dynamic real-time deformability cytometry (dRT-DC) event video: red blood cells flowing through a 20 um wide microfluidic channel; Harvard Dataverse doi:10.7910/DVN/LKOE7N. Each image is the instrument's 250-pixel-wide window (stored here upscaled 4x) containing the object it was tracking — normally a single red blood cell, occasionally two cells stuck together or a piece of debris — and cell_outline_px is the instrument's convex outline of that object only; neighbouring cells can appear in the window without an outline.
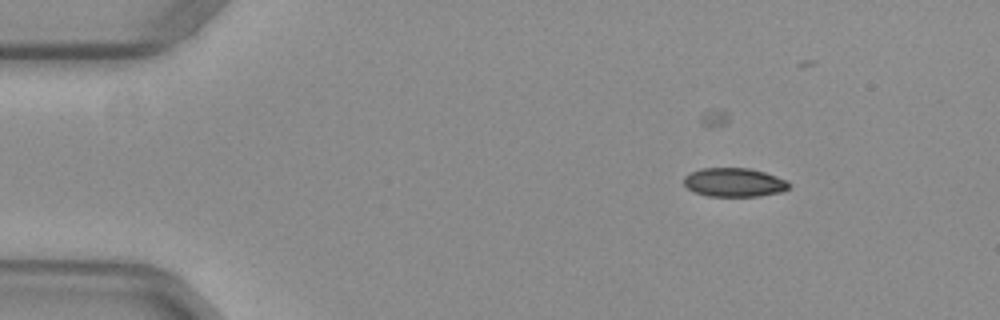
{"species": "common noctule bat (a hibernating species)", "species_latin": "Nyctalus noctula", "temperature_condition": "warm", "stored_images_in_passage": 24, "camera_frame_rate_fps": 3000, "um_per_image_px": 0.085, "animal": {"sex": "female", "body_mass_g": 29.2, "forearm_length_mm": 56.3}, "frame": {"image": 1, "passage_image": 1, "time_ms": 0.0, "image_size_px": [1000, 320], "cell_outline_px": [[788, 188], [780, 192], [760, 196], [708, 196], [696, 192], [688, 188], [684, 184], [684, 176], [700, 168], [748, 168], [764, 172], [788, 180]], "centroid_in_image_um": [62.4, 15.5], "position_along_channel_um": 22.6, "area_um2": 17.51}}
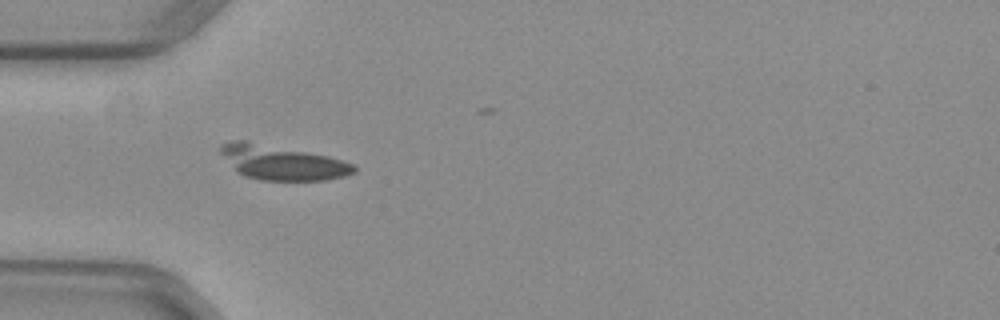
{"frame": {"image": 2, "passage_image": 10, "time_ms": 3.0, "image_size_px": [1000, 320], "cell_outline_px": [[356, 172], [344, 176], [324, 180], [260, 180], [244, 176], [236, 172], [220, 152], [220, 144], [232, 140], [244, 140], [328, 156], [352, 164], [356, 168]], "centroid_in_image_um": [23.93, 13.82], "position_along_channel_um": 61.1, "area_um2": 26.59}}
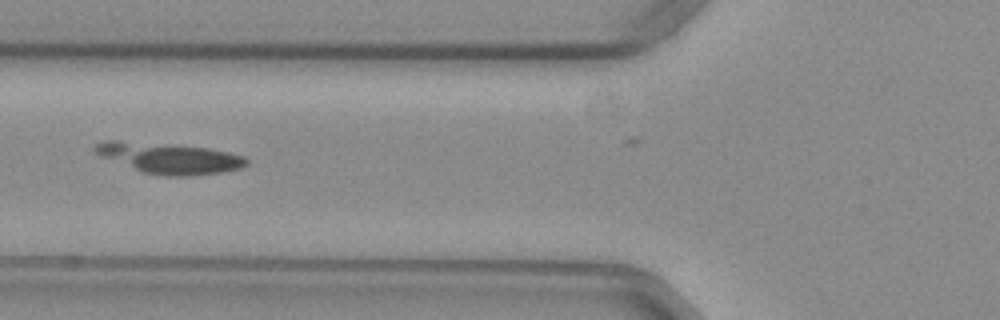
{"frame": {"image": 3, "passage_image": 14, "time_ms": 4.333, "image_size_px": [1000, 320], "cell_outline_px": [[248, 164], [244, 168], [220, 172], [192, 176], [164, 176], [140, 172], [100, 156], [92, 148], [96, 144], [104, 140], [116, 140], [208, 148], [228, 152], [244, 156], [248, 160]], "centroid_in_image_um": [14.39, 13.45], "position_along_channel_um": 111.4, "area_um2": 27.11}}